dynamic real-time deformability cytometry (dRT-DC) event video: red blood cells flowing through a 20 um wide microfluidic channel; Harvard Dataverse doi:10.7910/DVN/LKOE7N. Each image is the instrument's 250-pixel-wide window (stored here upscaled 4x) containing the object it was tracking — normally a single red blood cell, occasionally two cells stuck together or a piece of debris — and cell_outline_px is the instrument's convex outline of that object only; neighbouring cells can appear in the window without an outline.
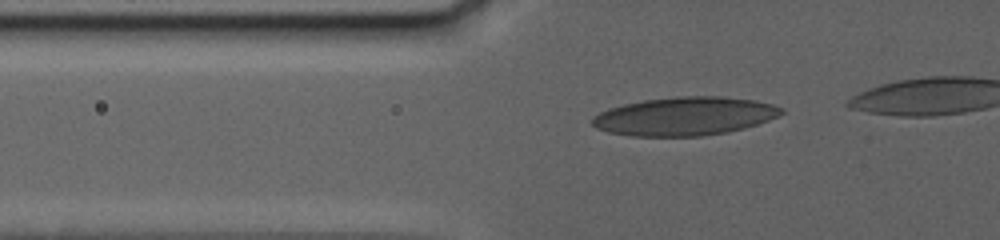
{"species": "human", "species_latin": "Homo sapiens", "temperature_condition": "warm", "stored_images_in_passage": 34, "camera_frame_rate_fps": 3000, "um_per_image_px": 0.085, "donor": {"sex": "female"}, "frame": {"image": 1, "passage_image": 2, "time_ms": 0.333, "image_size_px": [1000, 240], "cell_outline_px": [[784, 112], [780, 116], [744, 128], [728, 132], [700, 136], [632, 136], [608, 132], [596, 128], [592, 124], [592, 116], [608, 108], [624, 104], [644, 100], [676, 96], [720, 96], [756, 100], [772, 104], [784, 108]], "centroid_in_image_um": [58.21, 9.87], "position_along_channel_um": 67.6, "area_um2": 42.54}}
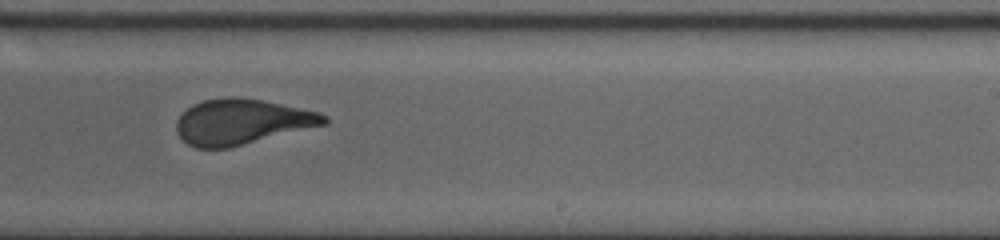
{"frame": {"image": 2, "passage_image": 20, "time_ms": 7.667, "image_size_px": [1000, 240], "cell_outline_px": [[328, 124], [228, 148], [196, 148], [188, 144], [176, 132], [176, 120], [192, 104], [204, 100], [232, 96], [240, 96], [264, 100], [316, 112], [328, 116]], "centroid_in_image_um": [20.54, 10.35], "position_along_channel_um": 268.5, "area_um2": 39.02}}
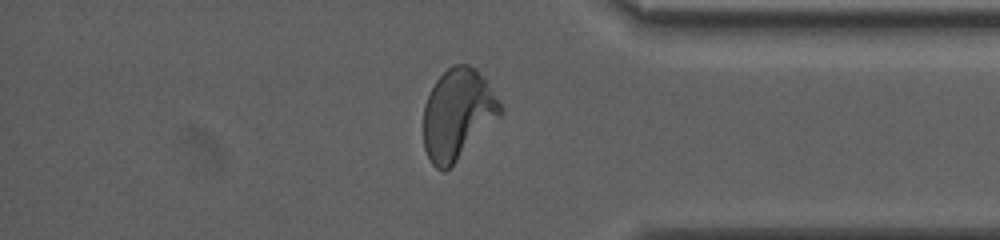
{"frame": {"image": 3, "passage_image": 32, "time_ms": 12.333, "image_size_px": [1000, 240], "cell_outline_px": [[504, 112], [444, 172], [436, 168], [432, 164], [424, 148], [424, 104], [436, 80], [452, 64], [468, 64], [476, 68], [488, 84], [504, 108]], "centroid_in_image_um": [38.9, 9.68], "position_along_channel_um": 396.3, "area_um2": 40.0}}